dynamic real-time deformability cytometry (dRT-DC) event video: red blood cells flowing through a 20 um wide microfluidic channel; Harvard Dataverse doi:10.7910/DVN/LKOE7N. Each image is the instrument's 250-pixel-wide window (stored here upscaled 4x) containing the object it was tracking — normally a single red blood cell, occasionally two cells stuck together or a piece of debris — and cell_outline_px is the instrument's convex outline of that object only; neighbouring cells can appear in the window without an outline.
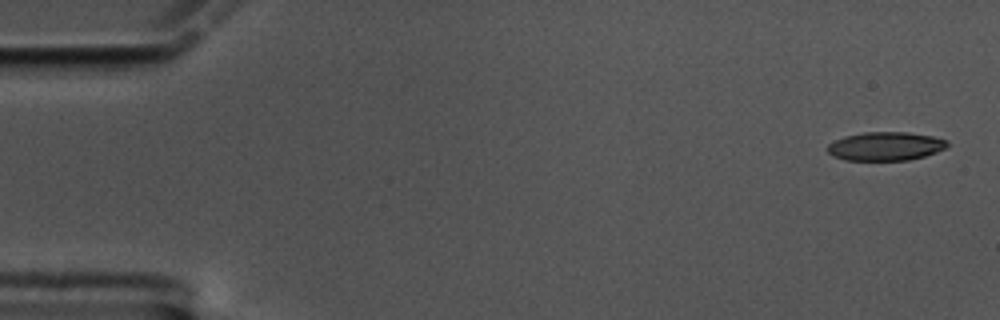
{"species": "common noctule bat (a hibernating species)", "species_latin": "Nyctalus noctula", "temperature_condition": "cold", "stored_images_in_passage": 58, "camera_frame_rate_fps": 3000, "um_per_image_px": 0.085, "animal": {"sex": "male", "body_mass_g": 17.5, "forearm_length_mm": 52.3}, "frame": {"image": 1, "passage_image": 1, "time_ms": 0.0, "image_size_px": [1000, 320], "cell_outline_px": [[948, 144], [944, 148], [936, 152], [924, 156], [908, 160], [844, 160], [828, 152], [828, 144], [844, 136], [864, 132], [908, 132], [932, 136], [948, 140]], "centroid_in_image_um": [75.28, 12.42], "position_along_channel_um": 9.7, "area_um2": 19.83}}
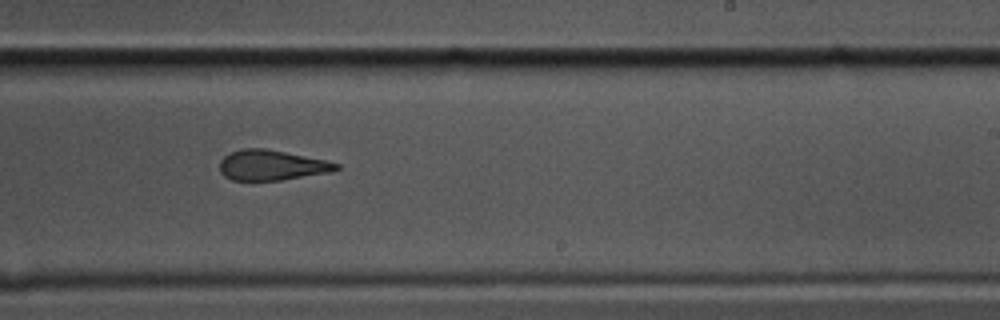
{"frame": {"image": 2, "passage_image": 35, "time_ms": 11.333, "image_size_px": [1000, 320], "cell_outline_px": [[340, 168], [332, 172], [280, 180], [232, 180], [224, 176], [220, 172], [220, 160], [228, 152], [244, 148], [264, 148], [328, 160], [340, 164]], "centroid_in_image_um": [23.1, 14.03], "position_along_channel_um": 265.9, "area_um2": 20.69}}
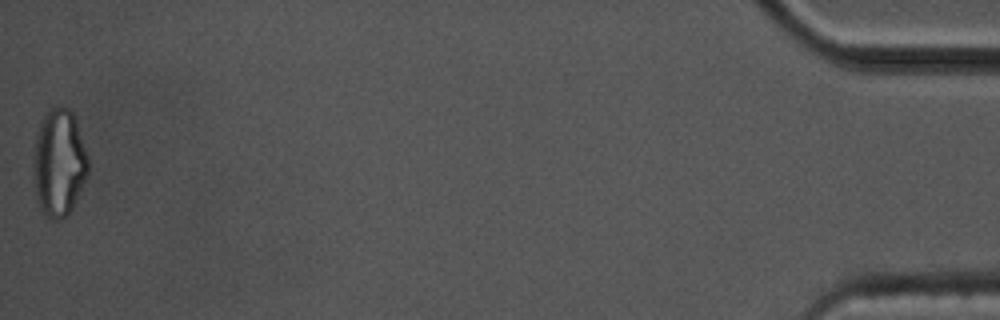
{"frame": {"image": 3, "passage_image": 58, "time_ms": 19.0, "image_size_px": [1000, 320], "cell_outline_px": [[88, 172], [72, 208], [60, 220], [52, 220], [44, 216], [36, 200], [32, 164], [36, 132], [48, 108], [52, 104], [56, 104], [68, 108], [72, 112], [76, 120], [88, 156]], "centroid_in_image_um": [4.98, 13.81], "position_along_channel_um": 430.2, "area_um2": 34.68}, "authors_computed_cell_mechanics": {"area_um2": 21.7906, "velocity_mm_per_s": 3.3985, "shape_relaxation_time_tau1_ms": null, "shape_relaxation_time_tau2_ms": 3.4259, "deformation_change_tau1": null, "deformation_change_tau2": 0.1317}}